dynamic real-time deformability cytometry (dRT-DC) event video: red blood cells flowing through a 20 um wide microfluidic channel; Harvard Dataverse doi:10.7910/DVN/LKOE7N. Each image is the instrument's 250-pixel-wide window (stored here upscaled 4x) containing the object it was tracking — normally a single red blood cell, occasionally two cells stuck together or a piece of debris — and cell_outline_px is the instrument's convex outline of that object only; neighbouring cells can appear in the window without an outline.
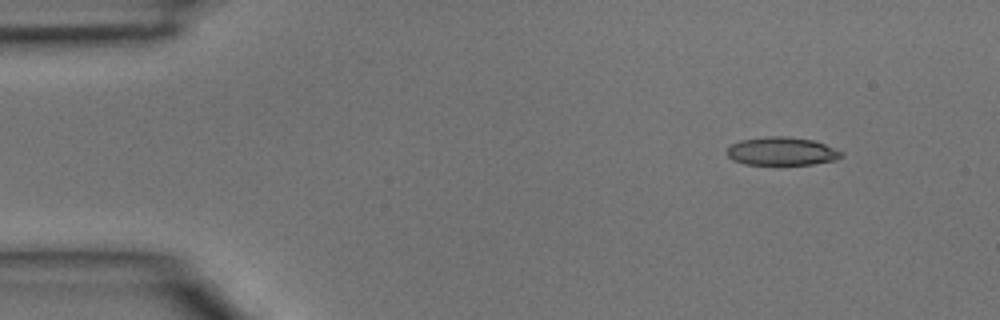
{"species": "common noctule bat (a hibernating species)", "species_latin": "Nyctalus noctula", "temperature_condition": "room temperature", "stored_images_in_passage": 4, "camera_frame_rate_fps": 3000, "um_per_image_px": 0.085, "animal": {"sex": "male", "body_mass_g": 15.6}, "frame": {"image": 1, "passage_image": 4, "time_ms": 1.0, "image_size_px": [1000, 320], "cell_outline_px": [[844, 156], [836, 160], [812, 164], [744, 164], [732, 160], [724, 152], [732, 144], [740, 140], [764, 136], [788, 136], [812, 140], [824, 144], [844, 152]], "centroid_in_image_um": [66.44, 12.85], "position_along_channel_um": 18.6, "area_um2": 18.96}}